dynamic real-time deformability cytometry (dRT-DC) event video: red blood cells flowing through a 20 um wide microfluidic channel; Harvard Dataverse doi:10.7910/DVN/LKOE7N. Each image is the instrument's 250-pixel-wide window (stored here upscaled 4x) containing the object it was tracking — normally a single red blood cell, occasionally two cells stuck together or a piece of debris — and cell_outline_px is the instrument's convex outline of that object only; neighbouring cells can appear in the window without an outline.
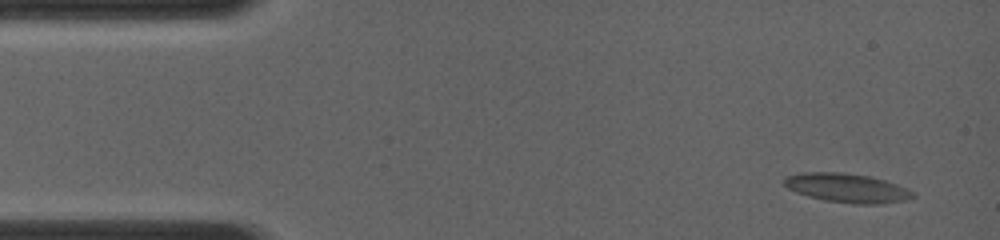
{"species": "common noctule bat (a hibernating species)", "species_latin": "Nyctalus noctula", "temperature_condition": "room temperature", "stored_images_in_passage": 35, "camera_frame_rate_fps": 4000, "um_per_image_px": 0.085, "animal": {"sex": "female", "body_mass_g": 19.0, "forearm_length_mm": 56.7}, "frame": {"image": 1, "passage_image": 3, "time_ms": 0.75, "image_size_px": [1000, 240], "cell_outline_px": [[916, 196], [908, 200], [880, 204], [856, 204], [824, 200], [808, 196], [796, 192], [788, 188], [784, 184], [784, 176], [800, 172], [840, 172], [868, 176], [884, 180], [896, 184], [912, 192]], "centroid_in_image_um": [71.97, 15.98], "position_along_channel_um": 13.0, "area_um2": 21.73}}
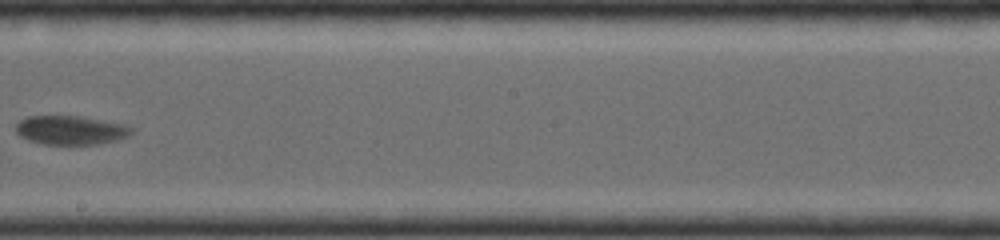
{"frame": {"image": 2, "passage_image": 21, "time_ms": 8.25, "image_size_px": [1000, 240], "cell_outline_px": [[136, 128], [128, 136], [116, 140], [100, 144], [44, 144], [28, 140], [20, 136], [16, 132], [16, 124], [20, 120], [28, 116], [80, 116], [124, 124]], "centroid_in_image_um": [6.03, 11.06], "position_along_channel_um": 242.2, "area_um2": 19.54}}
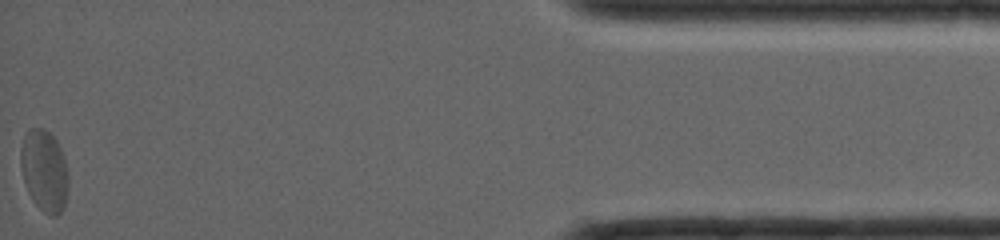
{"frame": {"image": 3, "passage_image": 35, "time_ms": 14.25, "image_size_px": [1000, 240], "cell_outline_px": [[68, 176], [64, 208], [56, 216], [48, 216], [32, 200], [28, 192], [24, 180], [20, 164], [20, 148], [24, 136], [32, 128], [44, 128], [56, 140], [60, 148], [64, 160]], "centroid_in_image_um": [3.75, 14.52], "position_along_channel_um": 431.5, "area_um2": 22.43}}